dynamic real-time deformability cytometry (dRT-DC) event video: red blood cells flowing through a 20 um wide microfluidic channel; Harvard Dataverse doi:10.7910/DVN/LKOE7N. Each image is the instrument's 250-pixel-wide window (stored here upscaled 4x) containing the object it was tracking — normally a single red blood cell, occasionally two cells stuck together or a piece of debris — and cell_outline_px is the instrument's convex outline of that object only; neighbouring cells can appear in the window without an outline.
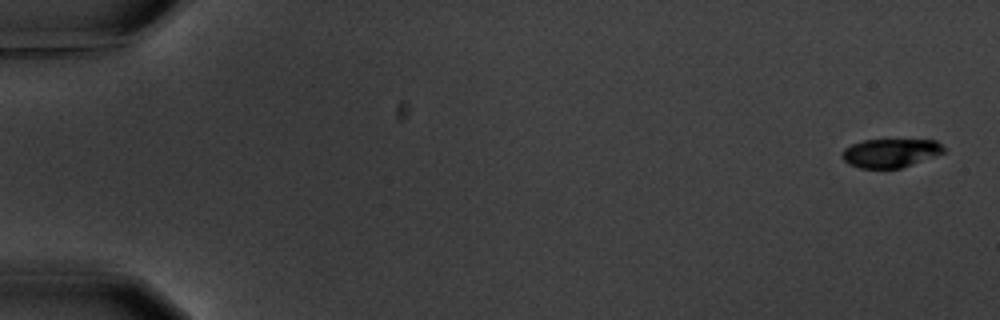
{"species": "common noctule bat (a hibernating species)", "species_latin": "Nyctalus noctula", "temperature_condition": "warm", "stored_images_in_passage": 10, "camera_frame_rate_fps": 3000, "um_per_image_px": 0.085, "animal": {"sex": "male", "body_mass_g": 20.1, "forearm_length_mm": 53.5}, "frame": {"image": 1, "passage_image": 1, "time_ms": 0.0, "image_size_px": [1000, 320], "cell_outline_px": [[948, 152], [900, 168], [860, 168], [848, 164], [840, 156], [840, 152], [844, 148], [852, 144], [864, 140], [936, 140]], "centroid_in_image_um": [75.68, 13.01], "position_along_channel_um": 9.3, "area_um2": 17.11}}
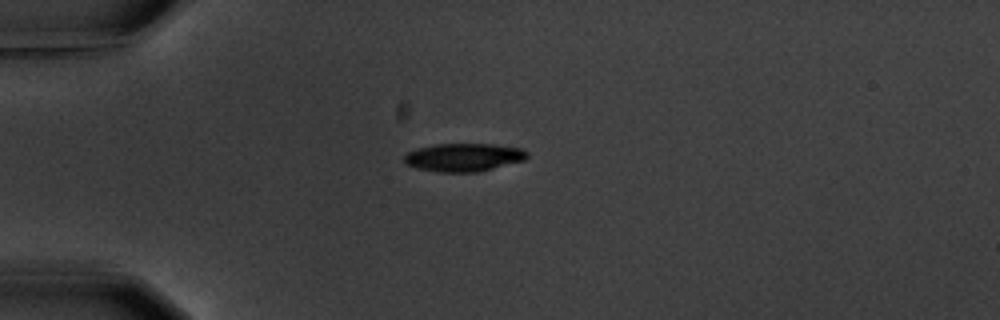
{"frame": {"image": 2, "passage_image": 5, "time_ms": 4.667, "image_size_px": [1000, 320], "cell_outline_px": [[528, 156], [524, 160], [476, 172], [440, 172], [416, 168], [408, 164], [404, 160], [404, 156], [408, 152], [416, 148], [436, 144], [492, 144], [520, 148], [528, 152]], "centroid_in_image_um": [39.39, 13.36], "position_along_channel_um": 45.6, "area_um2": 19.94}}
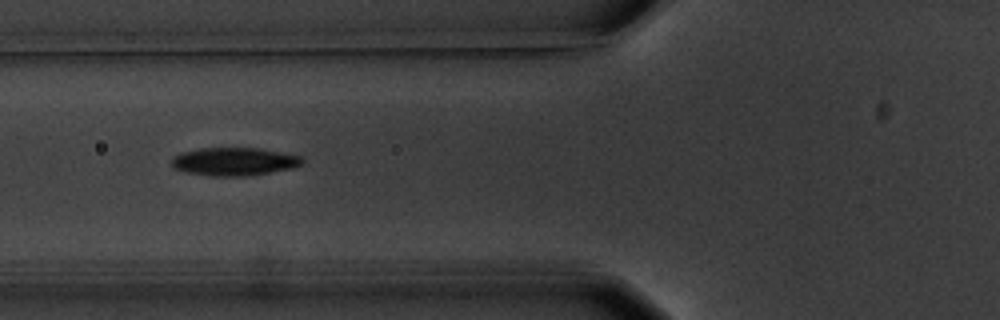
{"frame": {"image": 3, "passage_image": 7, "time_ms": 7.0, "image_size_px": [1000, 320], "cell_outline_px": [[304, 164], [292, 168], [248, 176], [208, 176], [188, 172], [172, 168], [172, 156], [180, 152], [200, 148], [260, 148], [304, 156]], "centroid_in_image_um": [19.92, 13.72], "position_along_channel_um": 105.9, "area_um2": 21.68}}